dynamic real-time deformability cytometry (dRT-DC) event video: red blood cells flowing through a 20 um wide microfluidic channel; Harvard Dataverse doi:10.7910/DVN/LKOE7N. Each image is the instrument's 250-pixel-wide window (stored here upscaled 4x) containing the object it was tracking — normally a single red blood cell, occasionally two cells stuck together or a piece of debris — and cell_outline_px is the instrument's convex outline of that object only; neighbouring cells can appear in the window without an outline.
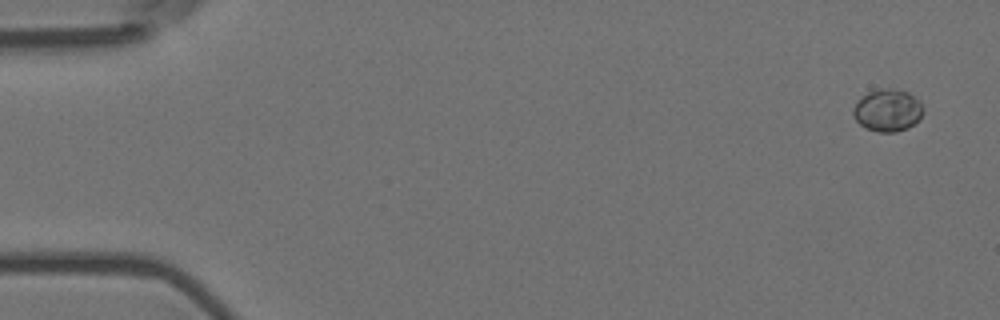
{"species": "Egyptian fruit bat (a non-hibernating species)", "species_latin": "Rousettus aegyptiacus", "temperature_condition": "room temperature", "stored_images_in_passage": 5, "camera_frame_rate_fps": 3000, "um_per_image_px": 0.085, "animal": {"sex": "female"}, "frame": {"image": 1, "passage_image": 1, "time_ms": 0.0, "image_size_px": [1000, 320], "cell_outline_px": [[924, 112], [908, 128], [896, 132], [876, 132], [864, 128], [852, 116], [852, 108], [868, 92], [880, 88], [892, 88], [908, 92], [920, 100], [924, 108]], "centroid_in_image_um": [75.44, 9.38], "position_along_channel_um": 9.6, "area_um2": 17.34}}
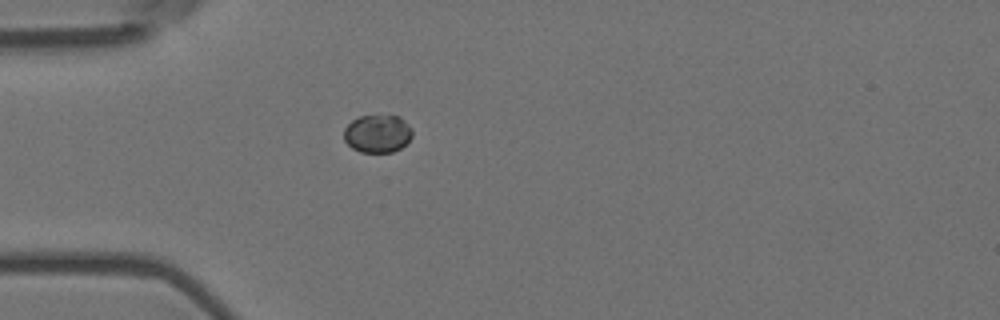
{"frame": {"image": 2, "passage_image": 5, "time_ms": 1.333, "image_size_px": [1000, 320], "cell_outline_px": [[412, 136], [400, 148], [392, 152], [360, 152], [352, 148], [344, 140], [344, 128], [352, 120], [360, 116], [400, 116], [412, 128]], "centroid_in_image_um": [32.08, 11.36], "position_along_channel_um": 52.9, "area_um2": 15.03}}